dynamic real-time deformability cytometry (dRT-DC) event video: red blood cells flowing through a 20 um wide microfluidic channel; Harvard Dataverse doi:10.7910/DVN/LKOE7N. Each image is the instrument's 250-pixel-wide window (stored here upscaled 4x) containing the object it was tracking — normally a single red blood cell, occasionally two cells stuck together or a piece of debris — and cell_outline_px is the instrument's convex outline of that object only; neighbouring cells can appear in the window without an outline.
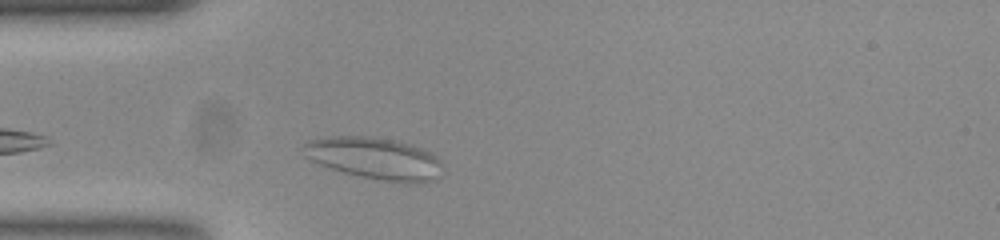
{"species": "common noctule bat (a hibernating species)", "species_latin": "Nyctalus noctula", "temperature_condition": "room temperature", "stored_images_in_passage": 33, "camera_frame_rate_fps": 3000, "um_per_image_px": 0.085, "animal": {"sex": "female", "body_mass_g": 23.0, "forearm_length_mm": 53.4}, "frame": {"image": 1, "passage_image": 5, "time_ms": 1.333, "image_size_px": [1000, 240], "cell_outline_px": [[440, 176], [432, 180], [412, 184], [404, 184], [380, 180], [360, 176], [328, 168], [304, 156], [308, 144], [316, 140], [344, 136], [348, 136], [388, 140], [420, 148], [428, 152], [440, 164]], "centroid_in_image_um": [31.88, 13.53], "position_along_channel_um": 53.1, "area_um2": 32.43}}
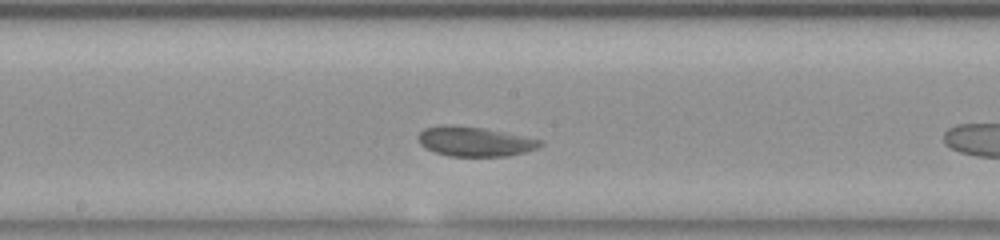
{"frame": {"image": 2, "passage_image": 15, "time_ms": 4.667, "image_size_px": [1000, 240], "cell_outline_px": [[544, 144], [536, 148], [524, 152], [508, 156], [448, 156], [432, 152], [424, 148], [420, 144], [420, 132], [424, 128], [480, 128], [540, 140]], "centroid_in_image_um": [40.37, 12.1], "position_along_channel_um": 207.8, "area_um2": 19.83}}
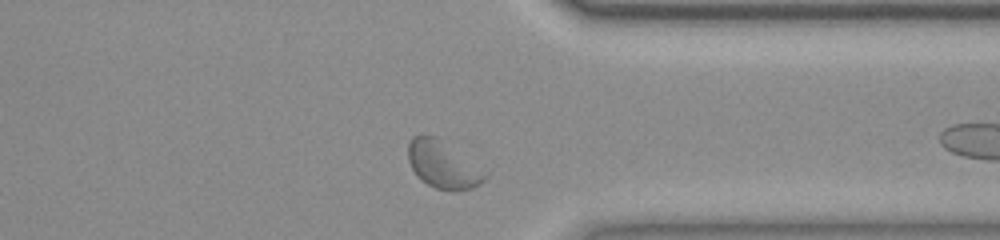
{"frame": {"image": 3, "passage_image": 29, "time_ms": 9.333, "image_size_px": [1000, 240], "cell_outline_px": [[488, 176], [480, 184], [472, 188], [452, 192], [448, 192], [436, 188], [428, 184], [412, 168], [408, 160], [408, 144], [412, 136], [436, 136], [488, 172]], "centroid_in_image_um": [37.69, 14.02], "position_along_channel_um": 373.7, "area_um2": 20.98}}